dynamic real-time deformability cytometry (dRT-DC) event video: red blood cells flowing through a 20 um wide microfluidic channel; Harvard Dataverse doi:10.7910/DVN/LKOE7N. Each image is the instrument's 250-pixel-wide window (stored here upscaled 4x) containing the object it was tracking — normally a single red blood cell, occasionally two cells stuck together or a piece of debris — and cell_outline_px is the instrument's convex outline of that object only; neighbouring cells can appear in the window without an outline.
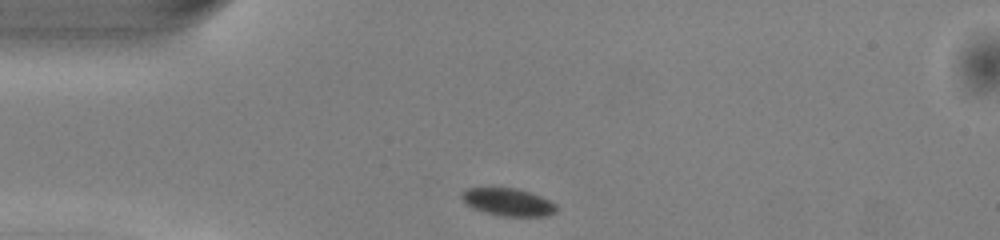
{"species": "common noctule bat (a hibernating species)", "species_latin": "Nyctalus noctula", "temperature_condition": "warm", "stored_images_in_passage": 39, "camera_frame_rate_fps": 3000, "um_per_image_px": 0.085, "animal": {"sex": "male", "body_mass_g": 13.0, "forearm_length_mm": 53.1}, "frame": {"image": 1, "passage_image": 1, "time_ms": 0.0, "image_size_px": [1000, 240], "cell_outline_px": [[556, 212], [548, 216], [504, 216], [484, 212], [472, 208], [460, 196], [468, 188], [516, 188], [540, 196], [556, 204]], "centroid_in_image_um": [43.21, 17.18], "position_along_channel_um": 41.8, "area_um2": 14.97}}
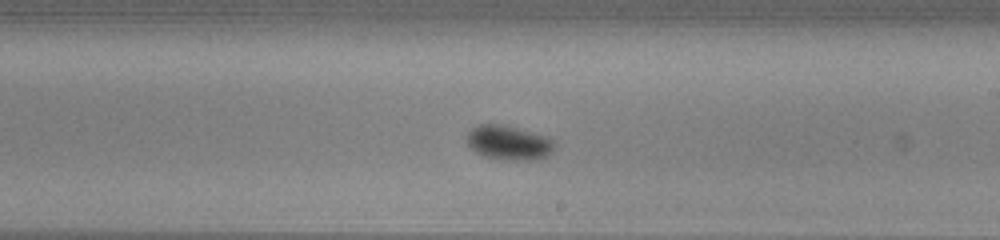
{"frame": {"image": 2, "passage_image": 18, "time_ms": 5.667, "image_size_px": [1000, 240], "cell_outline_px": [[556, 148], [552, 152], [536, 160], [500, 160], [484, 156], [476, 152], [468, 144], [468, 132], [476, 124], [500, 124], [548, 136], [556, 140]], "centroid_in_image_um": [43.29, 12.13], "position_along_channel_um": 245.7, "area_um2": 17.74}}
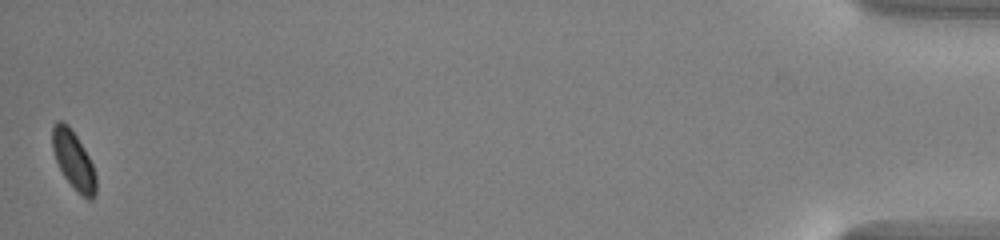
{"frame": {"image": 3, "passage_image": 39, "time_ms": 12.667, "image_size_px": [1000, 240], "cell_outline_px": [[96, 196], [92, 200], [88, 200], [64, 176], [56, 160], [52, 148], [52, 124], [56, 120], [60, 120], [68, 124], [76, 136], [88, 156], [92, 164], [96, 176]], "centroid_in_image_um": [6.24, 13.57], "position_along_channel_um": 429.0, "area_um2": 14.51}, "authors_computed_cell_mechanics": {"area_um2": 16.184, "velocity_mm_per_s": 4.0313, "shape_relaxation_time_tau1_ms": 1.5657, "shape_relaxation_time_tau2_ms": null, "deformation_change_tau1": 0.0638, "deformation_change_tau2": null}}